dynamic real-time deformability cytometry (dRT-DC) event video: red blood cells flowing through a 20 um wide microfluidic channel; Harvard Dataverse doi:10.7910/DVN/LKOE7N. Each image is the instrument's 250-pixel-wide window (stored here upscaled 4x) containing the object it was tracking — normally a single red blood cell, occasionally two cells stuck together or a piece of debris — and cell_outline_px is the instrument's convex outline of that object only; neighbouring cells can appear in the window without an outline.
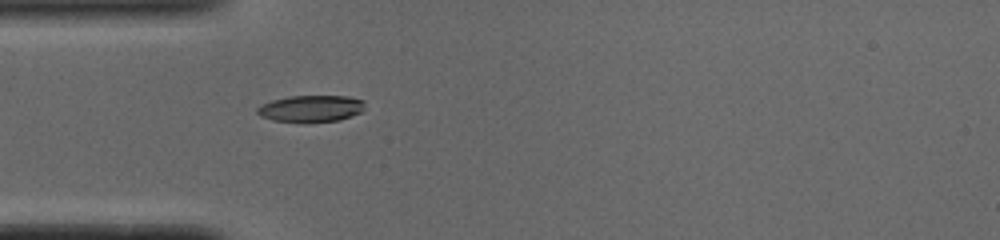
{"species": "common noctule bat (a hibernating species)", "species_latin": "Nyctalus noctula", "temperature_condition": "cold", "stored_images_in_passage": 37, "camera_frame_rate_fps": 3000, "um_per_image_px": 0.085, "animal": {"sex": "male", "body_mass_g": 19.0, "forearm_length_mm": 50.8}, "frame": {"image": 1, "passage_image": 1, "time_ms": 0.0, "image_size_px": [1000, 240], "cell_outline_px": [[364, 108], [360, 112], [352, 116], [340, 120], [308, 124], [304, 124], [272, 120], [260, 116], [256, 112], [256, 108], [272, 100], [288, 96], [348, 96], [364, 100]], "centroid_in_image_um": [26.42, 9.26], "position_along_channel_um": 58.6, "area_um2": 17.22}}
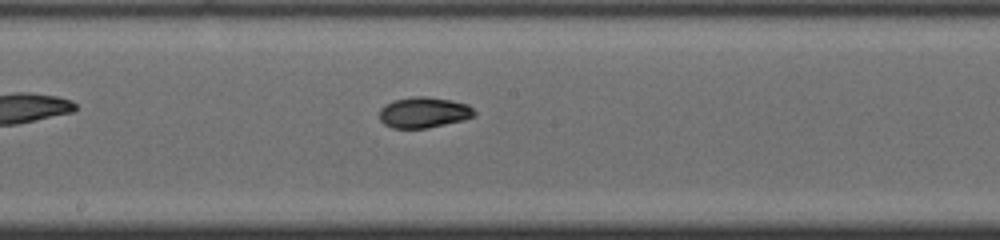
{"frame": {"image": 2, "passage_image": 13, "time_ms": 4.0, "image_size_px": [1000, 240], "cell_outline_px": [[476, 116], [464, 120], [428, 128], [392, 128], [384, 124], [380, 120], [380, 108], [384, 104], [392, 100], [412, 96], [428, 96], [452, 100], [468, 104], [476, 112]], "centroid_in_image_um": [36.03, 9.55], "position_along_channel_um": 212.2, "area_um2": 17.34}}
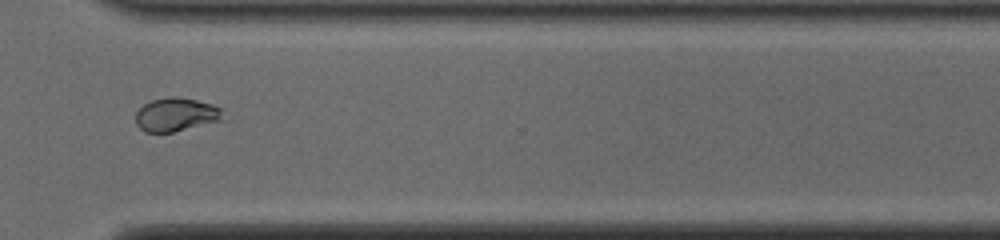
{"frame": {"image": 3, "passage_image": 24, "time_ms": 7.667, "image_size_px": [1000, 240], "cell_outline_px": [[220, 120], [172, 132], [144, 132], [136, 124], [136, 112], [144, 104], [152, 100], [168, 96], [172, 96], [196, 100], [212, 104], [220, 108]], "centroid_in_image_um": [14.89, 9.73], "position_along_channel_um": 355.7, "area_um2": 16.65}, "authors_computed_cell_mechanics": {"area_um2": 17.2244, "velocity_mm_per_s": 3.8957, "shape_relaxation_time_tau1_ms": 4.4103, "shape_relaxation_time_tau2_ms": 1.6285, "deformation_change_tau1": 0.1576, "deformation_change_tau2": 0.0473}}